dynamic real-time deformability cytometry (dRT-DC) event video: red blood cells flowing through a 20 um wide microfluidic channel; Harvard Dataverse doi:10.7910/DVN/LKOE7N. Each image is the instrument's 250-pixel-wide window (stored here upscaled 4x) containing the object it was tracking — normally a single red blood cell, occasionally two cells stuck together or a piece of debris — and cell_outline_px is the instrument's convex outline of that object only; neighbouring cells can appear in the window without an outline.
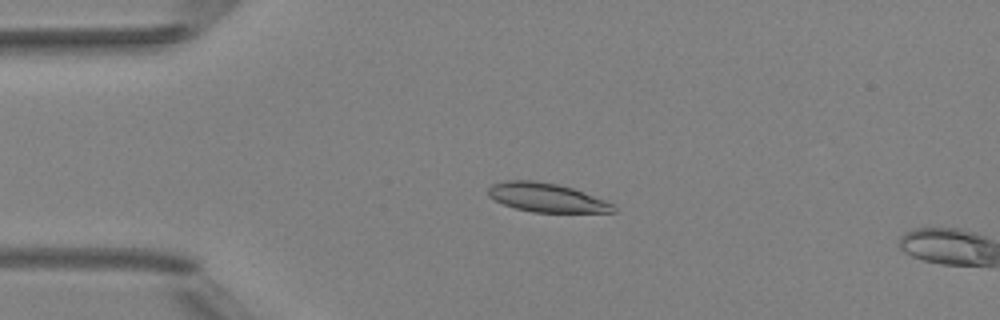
{"species": "Egyptian fruit bat (a non-hibernating species)", "species_latin": "Rousettus aegyptiacus", "temperature_condition": "room temperature", "stored_images_in_passage": 4, "camera_frame_rate_fps": 3000, "um_per_image_px": 0.085, "animal": {"sex": "female"}, "frame": {"image": 1, "passage_image": 3, "time_ms": 3.0, "image_size_px": [1000, 320], "cell_outline_px": [[616, 212], [532, 212], [516, 208], [504, 204], [488, 196], [488, 188], [492, 184], [508, 180], [536, 180], [556, 184], [572, 188], [616, 204]], "centroid_in_image_um": [46.48, 16.79], "position_along_channel_um": 38.5, "area_um2": 20.98}}